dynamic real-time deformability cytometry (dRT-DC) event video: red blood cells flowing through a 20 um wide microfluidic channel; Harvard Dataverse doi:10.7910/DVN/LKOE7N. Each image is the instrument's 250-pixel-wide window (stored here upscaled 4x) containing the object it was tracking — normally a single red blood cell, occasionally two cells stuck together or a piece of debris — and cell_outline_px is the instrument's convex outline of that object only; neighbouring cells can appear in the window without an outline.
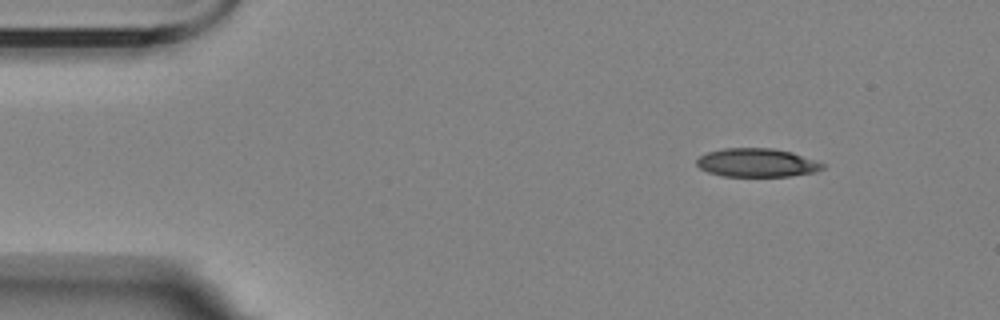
{"species": "Egyptian fruit bat (a non-hibernating species)", "species_latin": "Rousettus aegyptiacus", "temperature_condition": "room temperature", "stored_images_in_passage": 4, "segment_of_instrument_passage": [1, 2], "camera_frame_rate_fps": 3000, "um_per_image_px": 0.085, "animal": {"sex": "female"}, "frame": {"image": 1, "passage_image": 1, "time_ms": 0.0, "image_size_px": [1000, 320], "cell_outline_px": [[824, 168], [816, 172], [788, 176], [724, 176], [708, 172], [700, 168], [696, 164], [696, 160], [700, 156], [708, 152], [724, 148], [772, 148], [792, 152], [816, 160], [824, 164]], "centroid_in_image_um": [64.34, 13.83], "position_along_channel_um": 20.7, "area_um2": 20.92}}